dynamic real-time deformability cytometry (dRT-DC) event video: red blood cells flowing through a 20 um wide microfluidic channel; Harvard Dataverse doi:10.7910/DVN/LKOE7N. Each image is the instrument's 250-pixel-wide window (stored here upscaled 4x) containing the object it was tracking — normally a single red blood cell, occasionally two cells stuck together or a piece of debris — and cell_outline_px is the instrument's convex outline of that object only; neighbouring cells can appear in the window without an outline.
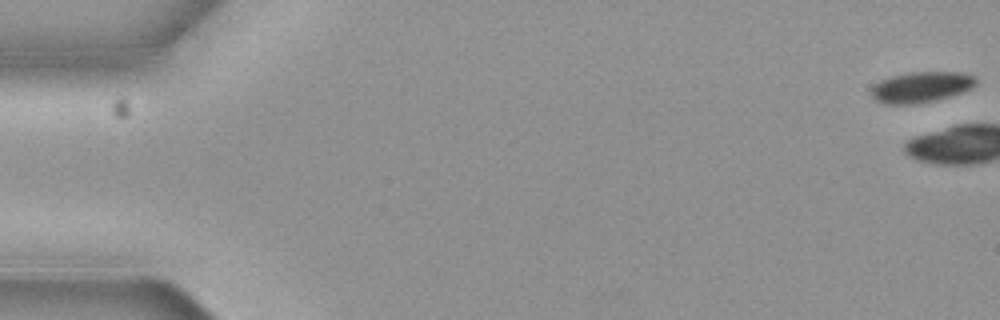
{"species": "common noctule bat (a hibernating species)", "species_latin": "Nyctalus noctula", "temperature_condition": "cold", "stored_images_in_passage": 6, "camera_frame_rate_fps": 3000, "um_per_image_px": 0.085, "animal": {"sex": "female", "body_mass_g": 19.3, "forearm_length_mm": 54.1}, "frame": {"image": 1, "passage_image": 1, "time_ms": 0.0, "image_size_px": [1000, 320], "cell_outline_px": [[976, 84], [972, 88], [964, 92], [932, 100], [912, 104], [884, 104], [876, 100], [872, 96], [872, 88], [880, 80], [892, 76], [912, 72], [960, 72], [976, 76]], "centroid_in_image_um": [78.32, 7.39], "position_along_channel_um": 6.7, "area_um2": 18.55}}